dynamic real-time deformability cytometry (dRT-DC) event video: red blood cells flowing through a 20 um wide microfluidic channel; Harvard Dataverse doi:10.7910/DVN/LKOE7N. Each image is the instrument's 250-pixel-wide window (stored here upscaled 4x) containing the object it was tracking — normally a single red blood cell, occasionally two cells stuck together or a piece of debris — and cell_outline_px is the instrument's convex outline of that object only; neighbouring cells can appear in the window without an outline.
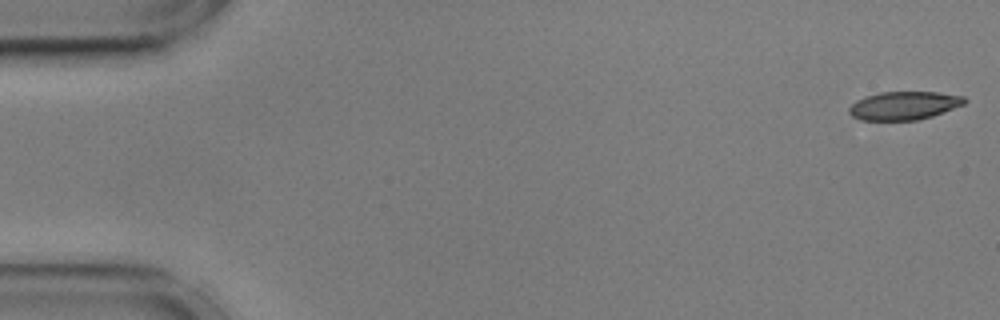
{"species": "common noctule bat (a hibernating species)", "species_latin": "Nyctalus noctula", "temperature_condition": "cold", "stored_images_in_passage": 13, "camera_frame_rate_fps": 3000, "um_per_image_px": 0.085, "animal": {"sex": "male", "body_mass_g": 17.9, "forearm_length_mm": 54.2}, "frame": {"image": 1, "passage_image": 1, "time_ms": 0.0, "image_size_px": [1000, 320], "cell_outline_px": [[968, 100], [964, 104], [932, 116], [916, 120], [860, 120], [852, 116], [848, 112], [848, 108], [856, 100], [864, 96], [880, 92], [936, 92], [964, 96]], "centroid_in_image_um": [76.81, 8.97], "position_along_channel_um": 8.2, "area_um2": 19.07}}
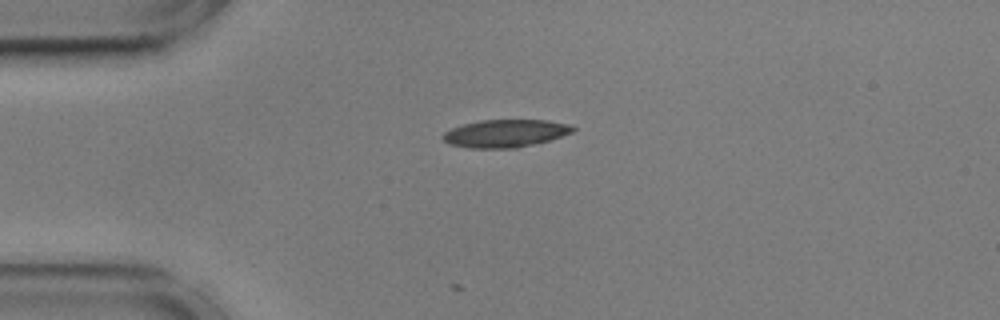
{"frame": {"image": 2, "passage_image": 13, "time_ms": 4.0, "image_size_px": [1000, 320], "cell_outline_px": [[576, 128], [572, 132], [548, 140], [516, 148], [468, 148], [448, 144], [440, 136], [444, 132], [452, 128], [464, 124], [480, 120], [548, 120], [572, 124]], "centroid_in_image_um": [42.93, 11.33], "position_along_channel_um": 42.1, "area_um2": 20.98}}